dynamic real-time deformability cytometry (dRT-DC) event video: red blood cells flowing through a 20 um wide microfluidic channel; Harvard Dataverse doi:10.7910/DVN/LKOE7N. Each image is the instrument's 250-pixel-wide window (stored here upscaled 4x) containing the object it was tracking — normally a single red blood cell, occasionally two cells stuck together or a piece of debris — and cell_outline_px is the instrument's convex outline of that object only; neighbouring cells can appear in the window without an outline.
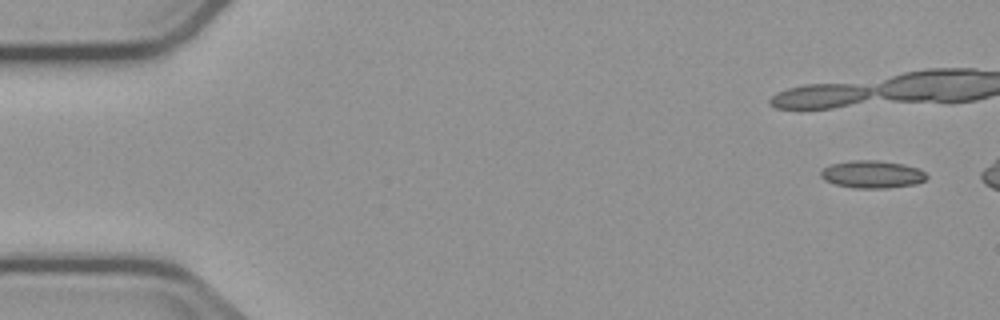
{"species": "common noctule bat (a hibernating species)", "species_latin": "Nyctalus noctula", "temperature_condition": "cold", "stored_images_in_passage": 5, "camera_frame_rate_fps": 3000, "um_per_image_px": 0.085, "animal": {"sex": "male", "body_mass_g": 23.1, "forearm_length_mm": 52.7}, "frame": {"image": 1, "passage_image": 1, "time_ms": 0.0, "image_size_px": [1000, 320], "cell_outline_px": [[928, 176], [924, 180], [916, 184], [888, 188], [852, 188], [836, 184], [824, 180], [820, 176], [820, 172], [824, 168], [832, 164], [852, 160], [876, 160], [904, 164], [920, 168]], "centroid_in_image_um": [74.15, 14.82], "position_along_channel_um": 10.8, "area_um2": 17.05}}